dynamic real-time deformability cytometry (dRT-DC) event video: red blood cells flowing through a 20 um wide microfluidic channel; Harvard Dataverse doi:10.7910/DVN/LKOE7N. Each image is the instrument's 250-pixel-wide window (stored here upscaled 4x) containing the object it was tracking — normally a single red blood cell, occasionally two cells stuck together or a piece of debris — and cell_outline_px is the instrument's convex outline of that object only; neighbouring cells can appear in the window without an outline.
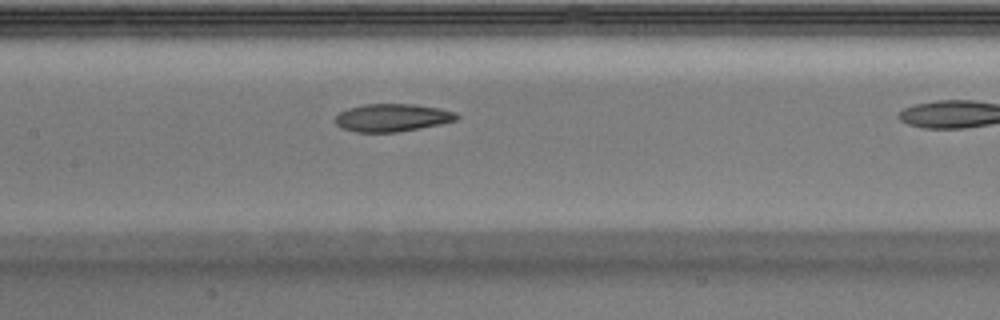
{"species": "Egyptian fruit bat (a non-hibernating species)", "species_latin": "Rousettus aegyptiacus", "temperature_condition": "warm", "stored_images_in_passage": 24, "camera_frame_rate_fps": 3000, "um_per_image_px": 0.085, "animal": {"sex": "male"}, "frame": {"image": 1, "passage_image": 11, "time_ms": 3.333, "image_size_px": [1000, 320], "cell_outline_px": [[460, 116], [456, 120], [440, 124], [420, 128], [396, 132], [356, 132], [340, 128], [336, 124], [336, 116], [340, 112], [348, 108], [364, 104], [416, 104], [440, 108], [456, 112]], "centroid_in_image_um": [33.35, 10.0], "position_along_channel_um": 174.1, "area_um2": 19.71}}